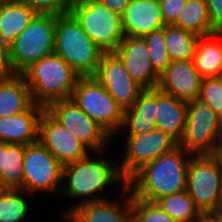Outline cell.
<instances>
[{"instance_id": "cell-1", "label": "cell", "mask_w": 222, "mask_h": 222, "mask_svg": "<svg viewBox=\"0 0 222 222\" xmlns=\"http://www.w3.org/2000/svg\"><path fill=\"white\" fill-rule=\"evenodd\" d=\"M191 156L178 145L136 171L127 180L124 193L132 189V197L155 203L162 197L185 191Z\"/></svg>"}, {"instance_id": "cell-2", "label": "cell", "mask_w": 222, "mask_h": 222, "mask_svg": "<svg viewBox=\"0 0 222 222\" xmlns=\"http://www.w3.org/2000/svg\"><path fill=\"white\" fill-rule=\"evenodd\" d=\"M62 179L61 191L64 194L84 200L77 202L75 206L61 214L63 216L80 204L108 199L98 194L112 183H120L124 189L127 187V180L122 176L119 166L116 167L115 163H109L105 158L98 157V154L92 159L88 154L81 160L64 165Z\"/></svg>"}, {"instance_id": "cell-3", "label": "cell", "mask_w": 222, "mask_h": 222, "mask_svg": "<svg viewBox=\"0 0 222 222\" xmlns=\"http://www.w3.org/2000/svg\"><path fill=\"white\" fill-rule=\"evenodd\" d=\"M34 104L47 108L51 103L71 99L80 75L59 55L40 59L23 73Z\"/></svg>"}, {"instance_id": "cell-4", "label": "cell", "mask_w": 222, "mask_h": 222, "mask_svg": "<svg viewBox=\"0 0 222 222\" xmlns=\"http://www.w3.org/2000/svg\"><path fill=\"white\" fill-rule=\"evenodd\" d=\"M54 53L80 76H94L104 53L70 14L57 16Z\"/></svg>"}, {"instance_id": "cell-5", "label": "cell", "mask_w": 222, "mask_h": 222, "mask_svg": "<svg viewBox=\"0 0 222 222\" xmlns=\"http://www.w3.org/2000/svg\"><path fill=\"white\" fill-rule=\"evenodd\" d=\"M55 14H39L13 41L10 47V68L13 74H23L34 63L54 53Z\"/></svg>"}, {"instance_id": "cell-6", "label": "cell", "mask_w": 222, "mask_h": 222, "mask_svg": "<svg viewBox=\"0 0 222 222\" xmlns=\"http://www.w3.org/2000/svg\"><path fill=\"white\" fill-rule=\"evenodd\" d=\"M186 190L196 208L208 217L222 205V162L217 155H192Z\"/></svg>"}, {"instance_id": "cell-7", "label": "cell", "mask_w": 222, "mask_h": 222, "mask_svg": "<svg viewBox=\"0 0 222 222\" xmlns=\"http://www.w3.org/2000/svg\"><path fill=\"white\" fill-rule=\"evenodd\" d=\"M69 13L104 52H114L124 38L121 16L97 0H75Z\"/></svg>"}, {"instance_id": "cell-8", "label": "cell", "mask_w": 222, "mask_h": 222, "mask_svg": "<svg viewBox=\"0 0 222 222\" xmlns=\"http://www.w3.org/2000/svg\"><path fill=\"white\" fill-rule=\"evenodd\" d=\"M222 144V119L199 99L187 102L185 131L179 146L192 155H216Z\"/></svg>"}, {"instance_id": "cell-9", "label": "cell", "mask_w": 222, "mask_h": 222, "mask_svg": "<svg viewBox=\"0 0 222 222\" xmlns=\"http://www.w3.org/2000/svg\"><path fill=\"white\" fill-rule=\"evenodd\" d=\"M71 99L110 136L122 127L124 110L95 76H80Z\"/></svg>"}, {"instance_id": "cell-10", "label": "cell", "mask_w": 222, "mask_h": 222, "mask_svg": "<svg viewBox=\"0 0 222 222\" xmlns=\"http://www.w3.org/2000/svg\"><path fill=\"white\" fill-rule=\"evenodd\" d=\"M22 167L23 191L29 194L36 191L57 192V189L61 191L63 166L40 141L25 146Z\"/></svg>"}, {"instance_id": "cell-11", "label": "cell", "mask_w": 222, "mask_h": 222, "mask_svg": "<svg viewBox=\"0 0 222 222\" xmlns=\"http://www.w3.org/2000/svg\"><path fill=\"white\" fill-rule=\"evenodd\" d=\"M46 111L67 128L89 150L104 151L111 136L91 119L72 99L51 103Z\"/></svg>"}, {"instance_id": "cell-12", "label": "cell", "mask_w": 222, "mask_h": 222, "mask_svg": "<svg viewBox=\"0 0 222 222\" xmlns=\"http://www.w3.org/2000/svg\"><path fill=\"white\" fill-rule=\"evenodd\" d=\"M177 146L178 143L173 138L158 128L140 135H128L126 153L119 167L120 172L128 180L142 166Z\"/></svg>"}, {"instance_id": "cell-13", "label": "cell", "mask_w": 222, "mask_h": 222, "mask_svg": "<svg viewBox=\"0 0 222 222\" xmlns=\"http://www.w3.org/2000/svg\"><path fill=\"white\" fill-rule=\"evenodd\" d=\"M94 76L124 111L143 91L114 52L102 54Z\"/></svg>"}, {"instance_id": "cell-14", "label": "cell", "mask_w": 222, "mask_h": 222, "mask_svg": "<svg viewBox=\"0 0 222 222\" xmlns=\"http://www.w3.org/2000/svg\"><path fill=\"white\" fill-rule=\"evenodd\" d=\"M39 141L62 166L89 154V149L46 110L39 122Z\"/></svg>"}, {"instance_id": "cell-15", "label": "cell", "mask_w": 222, "mask_h": 222, "mask_svg": "<svg viewBox=\"0 0 222 222\" xmlns=\"http://www.w3.org/2000/svg\"><path fill=\"white\" fill-rule=\"evenodd\" d=\"M114 53L123 62L132 79L143 89H156L159 74L149 58L147 43L143 37L124 36Z\"/></svg>"}, {"instance_id": "cell-16", "label": "cell", "mask_w": 222, "mask_h": 222, "mask_svg": "<svg viewBox=\"0 0 222 222\" xmlns=\"http://www.w3.org/2000/svg\"><path fill=\"white\" fill-rule=\"evenodd\" d=\"M202 77L193 61H172L159 76L158 89L177 99L189 102L200 93Z\"/></svg>"}, {"instance_id": "cell-17", "label": "cell", "mask_w": 222, "mask_h": 222, "mask_svg": "<svg viewBox=\"0 0 222 222\" xmlns=\"http://www.w3.org/2000/svg\"><path fill=\"white\" fill-rule=\"evenodd\" d=\"M124 36H139L164 27L159 0H131L121 15Z\"/></svg>"}, {"instance_id": "cell-18", "label": "cell", "mask_w": 222, "mask_h": 222, "mask_svg": "<svg viewBox=\"0 0 222 222\" xmlns=\"http://www.w3.org/2000/svg\"><path fill=\"white\" fill-rule=\"evenodd\" d=\"M43 106L32 104L25 112L0 118V142L28 145L39 141Z\"/></svg>"}, {"instance_id": "cell-19", "label": "cell", "mask_w": 222, "mask_h": 222, "mask_svg": "<svg viewBox=\"0 0 222 222\" xmlns=\"http://www.w3.org/2000/svg\"><path fill=\"white\" fill-rule=\"evenodd\" d=\"M123 209L110 199L80 204L66 216L69 222H133L132 194L123 197Z\"/></svg>"}, {"instance_id": "cell-20", "label": "cell", "mask_w": 222, "mask_h": 222, "mask_svg": "<svg viewBox=\"0 0 222 222\" xmlns=\"http://www.w3.org/2000/svg\"><path fill=\"white\" fill-rule=\"evenodd\" d=\"M157 121L155 127L164 131L178 144L187 120V102L157 88Z\"/></svg>"}, {"instance_id": "cell-21", "label": "cell", "mask_w": 222, "mask_h": 222, "mask_svg": "<svg viewBox=\"0 0 222 222\" xmlns=\"http://www.w3.org/2000/svg\"><path fill=\"white\" fill-rule=\"evenodd\" d=\"M157 88L143 90L129 109L124 111L122 128L129 135H140L155 129L157 121Z\"/></svg>"}, {"instance_id": "cell-22", "label": "cell", "mask_w": 222, "mask_h": 222, "mask_svg": "<svg viewBox=\"0 0 222 222\" xmlns=\"http://www.w3.org/2000/svg\"><path fill=\"white\" fill-rule=\"evenodd\" d=\"M33 104L23 74H12L0 81V118L25 112Z\"/></svg>"}, {"instance_id": "cell-23", "label": "cell", "mask_w": 222, "mask_h": 222, "mask_svg": "<svg viewBox=\"0 0 222 222\" xmlns=\"http://www.w3.org/2000/svg\"><path fill=\"white\" fill-rule=\"evenodd\" d=\"M192 61L203 79L220 77L222 72V34L215 32L199 36Z\"/></svg>"}, {"instance_id": "cell-24", "label": "cell", "mask_w": 222, "mask_h": 222, "mask_svg": "<svg viewBox=\"0 0 222 222\" xmlns=\"http://www.w3.org/2000/svg\"><path fill=\"white\" fill-rule=\"evenodd\" d=\"M36 14L23 0L0 4V42L10 48Z\"/></svg>"}, {"instance_id": "cell-25", "label": "cell", "mask_w": 222, "mask_h": 222, "mask_svg": "<svg viewBox=\"0 0 222 222\" xmlns=\"http://www.w3.org/2000/svg\"><path fill=\"white\" fill-rule=\"evenodd\" d=\"M197 36L215 33L212 28L206 0H187L178 18L172 24Z\"/></svg>"}, {"instance_id": "cell-26", "label": "cell", "mask_w": 222, "mask_h": 222, "mask_svg": "<svg viewBox=\"0 0 222 222\" xmlns=\"http://www.w3.org/2000/svg\"><path fill=\"white\" fill-rule=\"evenodd\" d=\"M155 203L175 222H200L204 218L187 190L162 197Z\"/></svg>"}, {"instance_id": "cell-27", "label": "cell", "mask_w": 222, "mask_h": 222, "mask_svg": "<svg viewBox=\"0 0 222 222\" xmlns=\"http://www.w3.org/2000/svg\"><path fill=\"white\" fill-rule=\"evenodd\" d=\"M197 36L173 25H165V44L171 61L193 60Z\"/></svg>"}, {"instance_id": "cell-28", "label": "cell", "mask_w": 222, "mask_h": 222, "mask_svg": "<svg viewBox=\"0 0 222 222\" xmlns=\"http://www.w3.org/2000/svg\"><path fill=\"white\" fill-rule=\"evenodd\" d=\"M24 154L25 145L6 143L5 171L1 173V189H21L23 187Z\"/></svg>"}, {"instance_id": "cell-29", "label": "cell", "mask_w": 222, "mask_h": 222, "mask_svg": "<svg viewBox=\"0 0 222 222\" xmlns=\"http://www.w3.org/2000/svg\"><path fill=\"white\" fill-rule=\"evenodd\" d=\"M25 193L22 189H0V222H21L26 218L30 206Z\"/></svg>"}, {"instance_id": "cell-30", "label": "cell", "mask_w": 222, "mask_h": 222, "mask_svg": "<svg viewBox=\"0 0 222 222\" xmlns=\"http://www.w3.org/2000/svg\"><path fill=\"white\" fill-rule=\"evenodd\" d=\"M154 70L161 75L172 62L165 44V26L143 36Z\"/></svg>"}, {"instance_id": "cell-31", "label": "cell", "mask_w": 222, "mask_h": 222, "mask_svg": "<svg viewBox=\"0 0 222 222\" xmlns=\"http://www.w3.org/2000/svg\"><path fill=\"white\" fill-rule=\"evenodd\" d=\"M131 206L133 222H175L174 219L156 203L132 197Z\"/></svg>"}, {"instance_id": "cell-32", "label": "cell", "mask_w": 222, "mask_h": 222, "mask_svg": "<svg viewBox=\"0 0 222 222\" xmlns=\"http://www.w3.org/2000/svg\"><path fill=\"white\" fill-rule=\"evenodd\" d=\"M198 98L205 101L222 119V79L220 77L202 79Z\"/></svg>"}, {"instance_id": "cell-33", "label": "cell", "mask_w": 222, "mask_h": 222, "mask_svg": "<svg viewBox=\"0 0 222 222\" xmlns=\"http://www.w3.org/2000/svg\"><path fill=\"white\" fill-rule=\"evenodd\" d=\"M36 13L64 15L69 13L70 0H23Z\"/></svg>"}, {"instance_id": "cell-34", "label": "cell", "mask_w": 222, "mask_h": 222, "mask_svg": "<svg viewBox=\"0 0 222 222\" xmlns=\"http://www.w3.org/2000/svg\"><path fill=\"white\" fill-rule=\"evenodd\" d=\"M186 1L187 0H159L162 18L166 25H172L176 21Z\"/></svg>"}, {"instance_id": "cell-35", "label": "cell", "mask_w": 222, "mask_h": 222, "mask_svg": "<svg viewBox=\"0 0 222 222\" xmlns=\"http://www.w3.org/2000/svg\"><path fill=\"white\" fill-rule=\"evenodd\" d=\"M212 28L216 32L222 30V0H206Z\"/></svg>"}, {"instance_id": "cell-36", "label": "cell", "mask_w": 222, "mask_h": 222, "mask_svg": "<svg viewBox=\"0 0 222 222\" xmlns=\"http://www.w3.org/2000/svg\"><path fill=\"white\" fill-rule=\"evenodd\" d=\"M13 72L10 68V48L0 42V78L11 76Z\"/></svg>"}, {"instance_id": "cell-37", "label": "cell", "mask_w": 222, "mask_h": 222, "mask_svg": "<svg viewBox=\"0 0 222 222\" xmlns=\"http://www.w3.org/2000/svg\"><path fill=\"white\" fill-rule=\"evenodd\" d=\"M109 10L121 16L131 0H97Z\"/></svg>"}, {"instance_id": "cell-38", "label": "cell", "mask_w": 222, "mask_h": 222, "mask_svg": "<svg viewBox=\"0 0 222 222\" xmlns=\"http://www.w3.org/2000/svg\"><path fill=\"white\" fill-rule=\"evenodd\" d=\"M6 161V143L0 142V189H1V173L5 171Z\"/></svg>"}, {"instance_id": "cell-39", "label": "cell", "mask_w": 222, "mask_h": 222, "mask_svg": "<svg viewBox=\"0 0 222 222\" xmlns=\"http://www.w3.org/2000/svg\"><path fill=\"white\" fill-rule=\"evenodd\" d=\"M208 218L211 222H222V210L219 208L215 212L211 213Z\"/></svg>"}, {"instance_id": "cell-40", "label": "cell", "mask_w": 222, "mask_h": 222, "mask_svg": "<svg viewBox=\"0 0 222 222\" xmlns=\"http://www.w3.org/2000/svg\"><path fill=\"white\" fill-rule=\"evenodd\" d=\"M216 155L220 158V160L222 162V149H218V152Z\"/></svg>"}, {"instance_id": "cell-41", "label": "cell", "mask_w": 222, "mask_h": 222, "mask_svg": "<svg viewBox=\"0 0 222 222\" xmlns=\"http://www.w3.org/2000/svg\"><path fill=\"white\" fill-rule=\"evenodd\" d=\"M16 0H0V4H4V3H10Z\"/></svg>"}, {"instance_id": "cell-42", "label": "cell", "mask_w": 222, "mask_h": 222, "mask_svg": "<svg viewBox=\"0 0 222 222\" xmlns=\"http://www.w3.org/2000/svg\"><path fill=\"white\" fill-rule=\"evenodd\" d=\"M200 222H211L208 217H204Z\"/></svg>"}]
</instances>
